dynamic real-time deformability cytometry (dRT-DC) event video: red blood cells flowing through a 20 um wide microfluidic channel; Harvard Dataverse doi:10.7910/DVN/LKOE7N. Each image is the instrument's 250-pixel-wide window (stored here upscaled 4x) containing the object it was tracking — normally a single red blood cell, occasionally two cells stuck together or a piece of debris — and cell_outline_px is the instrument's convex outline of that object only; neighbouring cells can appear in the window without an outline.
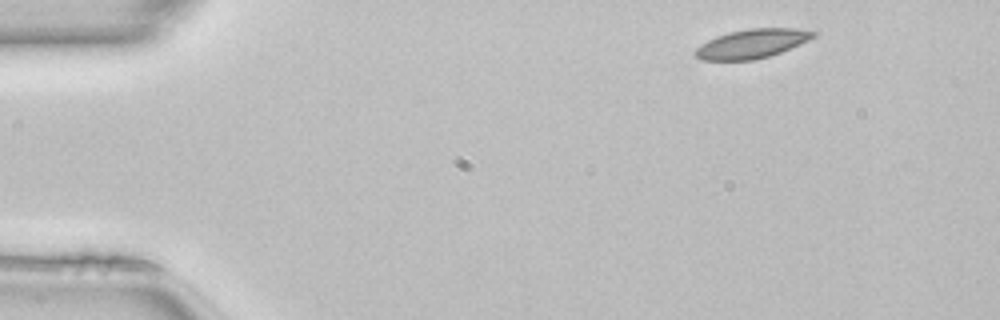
{"species": "common noctule bat (a hibernating species)", "species_latin": "Nyctalus noctula", "temperature_condition": "room temperature", "stored_images_in_passage": 45, "camera_frame_rate_fps": 3000, "um_per_image_px": 0.085, "animal": {"sex": "female", "body_mass_g": 22.7, "forearm_length_mm": 54.2}, "frame": {"image": 1, "passage_image": 1, "time_ms": 0.0, "image_size_px": [1000, 320], "cell_outline_px": [[816, 36], [808, 40], [780, 52], [768, 56], [752, 60], [700, 60], [692, 52], [696, 48], [708, 40], [716, 36], [728, 32], [748, 28], [796, 28], [816, 32]], "centroid_in_image_um": [63.88, 3.7], "position_along_channel_um": 21.1, "area_um2": 19.88}}
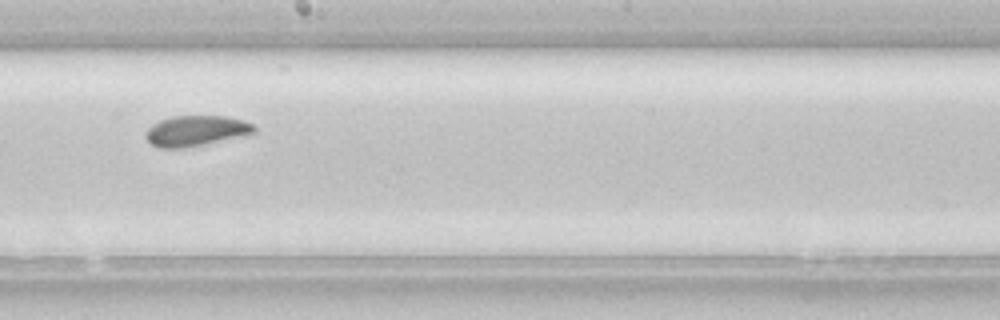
{"frame": {"image": 2, "passage_image": 23, "time_ms": 7.333, "image_size_px": [1000, 320], "cell_outline_px": [[256, 132], [244, 136], [184, 148], [160, 148], [152, 144], [144, 136], [144, 132], [152, 124], [160, 120], [172, 116], [224, 116], [244, 120], [252, 124], [256, 128]], "centroid_in_image_um": [16.65, 11.12], "position_along_channel_um": 231.5, "area_um2": 19.36}}
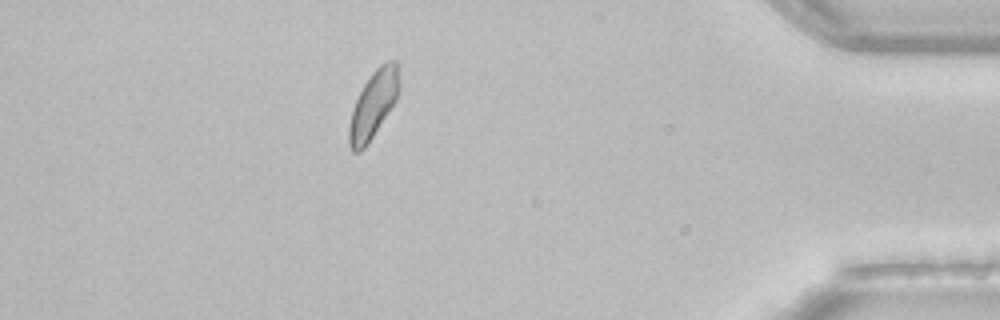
{"frame": {"image": 3, "passage_image": 39, "time_ms": 12.667, "image_size_px": [1000, 320], "cell_outline_px": [[400, 84], [396, 100], [368, 144], [360, 152], [352, 152], [348, 144], [348, 124], [356, 100], [364, 84], [372, 72], [380, 64], [388, 60], [396, 60]], "centroid_in_image_um": [31.72, 8.9], "position_along_channel_um": 403.5, "area_um2": 19.59}, "authors_computed_cell_mechanics": {"area_um2": 19.4208, "velocity_mm_per_s": 4.0972, "shape_relaxation_time_tau1_ms": 6.4922, "shape_relaxation_time_tau2_ms": null, "deformation_change_tau1": 0.1113, "deformation_change_tau2": null}}